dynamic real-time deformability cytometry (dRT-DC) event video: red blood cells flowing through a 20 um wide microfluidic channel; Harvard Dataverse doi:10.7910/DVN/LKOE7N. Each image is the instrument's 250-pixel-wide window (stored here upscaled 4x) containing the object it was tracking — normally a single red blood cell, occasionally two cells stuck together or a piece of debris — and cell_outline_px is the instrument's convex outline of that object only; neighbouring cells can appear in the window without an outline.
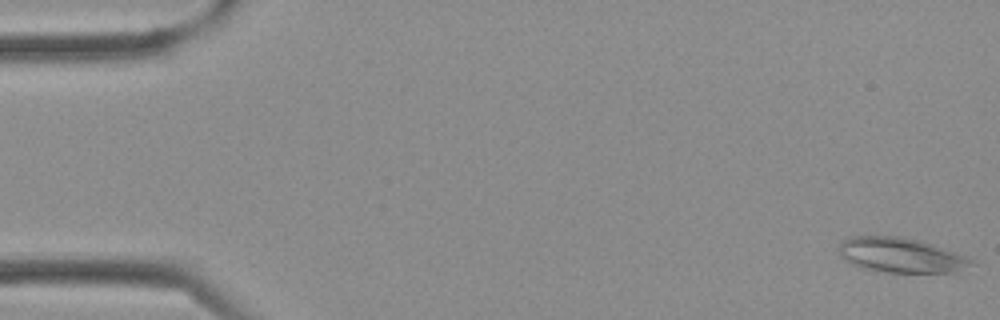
{"species": "Egyptian fruit bat (a non-hibernating species)", "species_latin": "Rousettus aegyptiacus", "temperature_condition": "cold", "stored_images_in_passage": 15, "camera_frame_rate_fps": 3000, "um_per_image_px": 0.085, "frame": {"image": 1, "passage_image": 1, "time_ms": 0.0, "image_size_px": [1000, 320], "cell_outline_px": [[976, 264], [952, 272], [888, 272], [864, 268], [852, 264], [840, 252], [840, 244], [844, 240], [852, 236], [900, 236], [920, 240], [932, 244], [976, 260]], "centroid_in_image_um": [76.63, 21.68], "position_along_channel_um": 8.4, "area_um2": 26.41}}
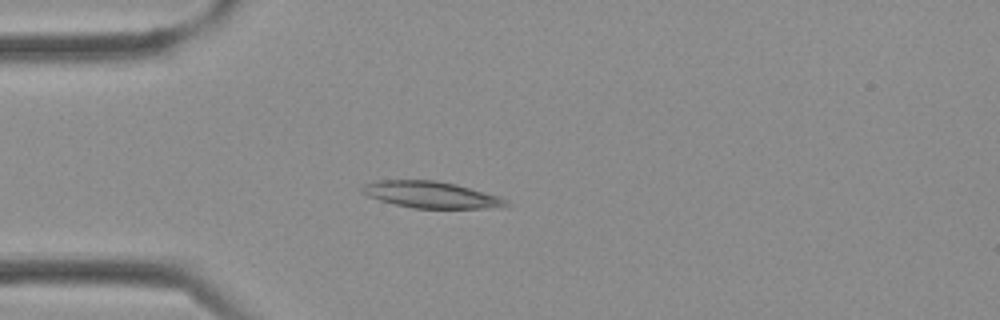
{"frame": {"image": 2, "passage_image": 10, "time_ms": 3.0, "image_size_px": [1000, 320], "cell_outline_px": [[508, 204], [484, 208], [412, 208], [380, 200], [368, 196], [360, 192], [360, 188], [364, 184], [376, 180], [436, 180], [456, 184], [496, 196], [508, 200]], "centroid_in_image_um": [36.53, 16.53], "position_along_channel_um": 48.5, "area_um2": 21.91}}
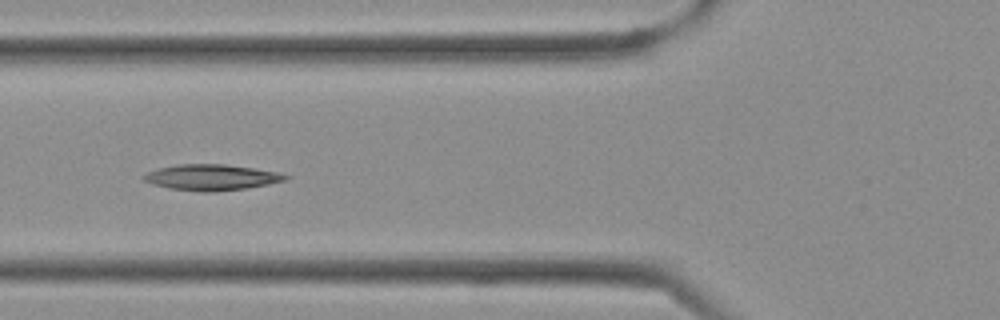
{"frame": {"image": 3, "passage_image": 14, "time_ms": 4.333, "image_size_px": [1000, 320], "cell_outline_px": [[292, 176], [288, 180], [268, 184], [244, 188], [212, 192], [200, 192], [168, 188], [144, 180], [144, 176], [148, 172], [156, 168], [176, 164], [224, 164], [252, 168], [276, 172]], "centroid_in_image_um": [17.99, 15.07], "position_along_channel_um": 107.8, "area_um2": 21.21}}